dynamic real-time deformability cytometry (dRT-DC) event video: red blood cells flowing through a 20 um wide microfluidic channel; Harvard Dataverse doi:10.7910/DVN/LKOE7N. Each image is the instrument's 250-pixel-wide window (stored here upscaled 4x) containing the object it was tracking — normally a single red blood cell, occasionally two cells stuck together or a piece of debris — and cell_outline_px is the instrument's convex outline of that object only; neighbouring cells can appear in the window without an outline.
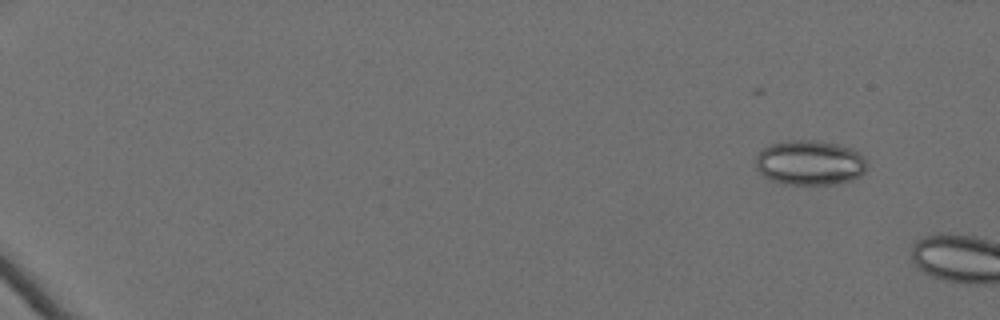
{"species": "Egyptian fruit bat (a non-hibernating species)", "species_latin": "Rousettus aegyptiacus", "temperature_condition": "cold", "stored_images_in_passage": 8, "camera_frame_rate_fps": 3000, "um_per_image_px": 0.085, "animal": {"sex": "female"}, "frame": {"image": 1, "passage_image": 5, "time_ms": 1.333, "image_size_px": [1000, 320], "cell_outline_px": [[868, 168], [860, 176], [852, 180], [836, 184], [784, 184], [772, 180], [764, 176], [756, 168], [756, 156], [768, 144], [788, 140], [816, 140], [836, 144], [852, 148], [864, 156], [868, 164]], "centroid_in_image_um": [68.86, 13.83], "position_along_channel_um": 16.1, "area_um2": 29.36}}